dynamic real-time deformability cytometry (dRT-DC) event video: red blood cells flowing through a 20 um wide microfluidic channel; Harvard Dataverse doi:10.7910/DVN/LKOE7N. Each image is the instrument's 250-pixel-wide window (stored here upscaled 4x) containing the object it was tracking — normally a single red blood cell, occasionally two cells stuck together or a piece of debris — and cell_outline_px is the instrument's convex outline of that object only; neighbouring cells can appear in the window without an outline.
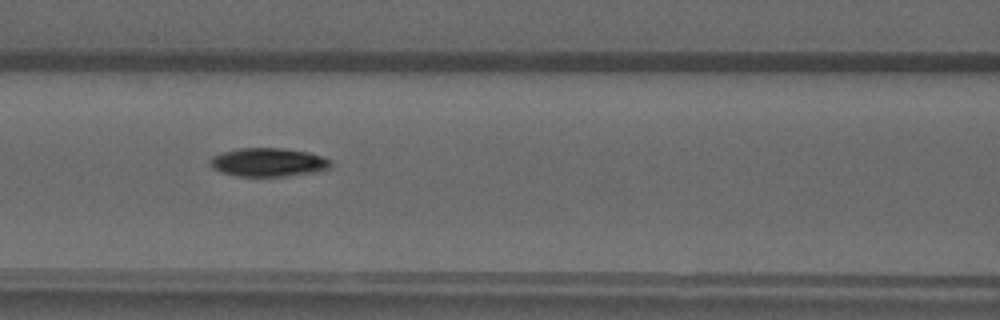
{"species": "common noctule bat (a hibernating species)", "species_latin": "Nyctalus noctula", "temperature_condition": "warm", "stored_images_in_passage": 36, "camera_frame_rate_fps": 3000, "um_per_image_px": 0.085, "animal": {"sex": "male", "forearm_length_mm": 52.5}, "frame": {"image": 1, "passage_image": 8, "time_ms": 2.333, "image_size_px": [1000, 320], "cell_outline_px": [[332, 168], [316, 172], [284, 176], [236, 176], [220, 172], [212, 168], [208, 164], [212, 156], [224, 152], [240, 148], [284, 148], [308, 152], [324, 156], [332, 160]], "centroid_in_image_um": [22.84, 13.79], "position_along_channel_um": 143.8, "area_um2": 20.35}}
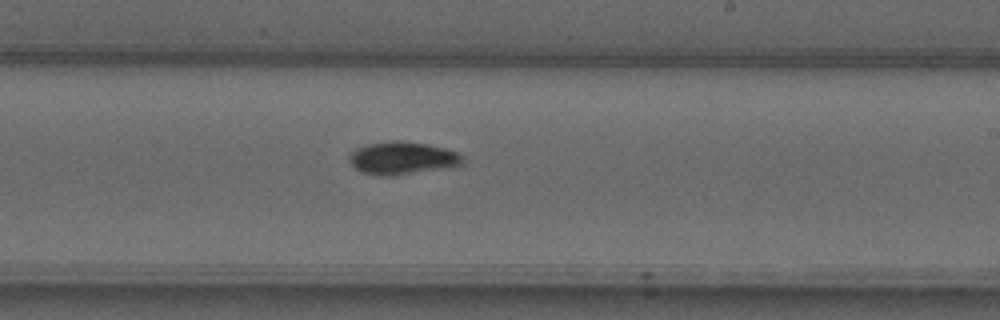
{"frame": {"image": 2, "passage_image": 16, "time_ms": 5.0, "image_size_px": [1000, 320], "cell_outline_px": [[464, 164], [444, 168], [396, 176], [376, 176], [360, 172], [348, 160], [348, 156], [356, 148], [368, 144], [396, 140], [400, 140], [424, 144], [444, 148], [456, 152], [464, 160]], "centroid_in_image_um": [34.16, 13.46], "position_along_channel_um": 254.8, "area_um2": 21.62}}
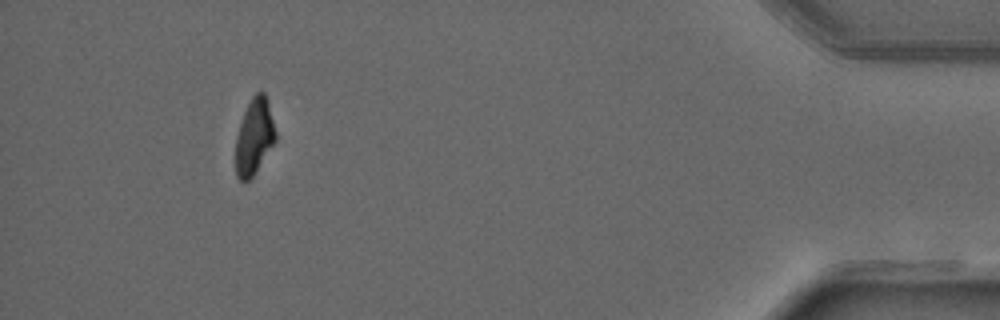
{"frame": {"image": 3, "passage_image": 32, "time_ms": 10.333, "image_size_px": [1000, 320], "cell_outline_px": [[276, 140], [252, 176], [248, 180], [240, 180], [236, 176], [236, 136], [244, 112], [252, 96], [256, 92], [264, 92], [268, 100], [276, 132]], "centroid_in_image_um": [21.62, 11.58], "position_along_channel_um": 413.6, "area_um2": 17.4}}